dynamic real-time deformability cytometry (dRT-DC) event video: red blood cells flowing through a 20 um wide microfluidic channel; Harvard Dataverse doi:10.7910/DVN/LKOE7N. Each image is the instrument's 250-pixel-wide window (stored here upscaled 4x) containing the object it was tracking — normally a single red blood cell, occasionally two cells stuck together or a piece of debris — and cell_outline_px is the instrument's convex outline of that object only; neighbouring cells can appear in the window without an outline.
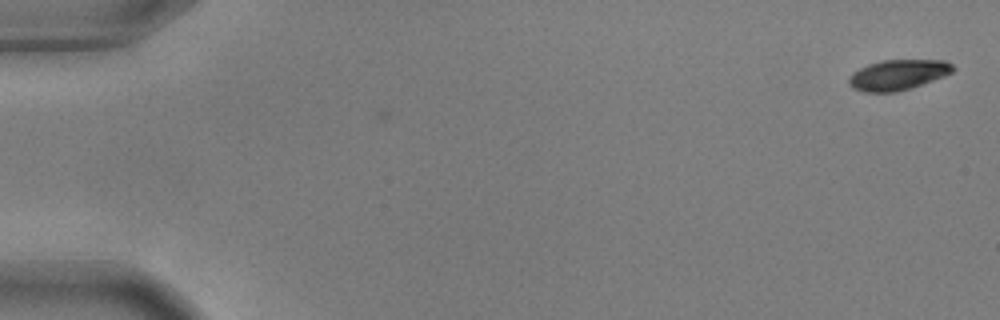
{"species": "common noctule bat (a hibernating species)", "species_latin": "Nyctalus noctula", "temperature_condition": "warm", "stored_images_in_passage": 54, "camera_frame_rate_fps": 3000, "um_per_image_px": 0.085, "animal": {"sex": "male", "body_mass_g": 17.9, "forearm_length_mm": 54.2}, "frame": {"image": 1, "passage_image": 1, "time_ms": 0.0, "image_size_px": [1000, 320], "cell_outline_px": [[956, 68], [952, 72], [944, 76], [896, 92], [864, 92], [852, 88], [848, 84], [848, 80], [852, 72], [868, 64], [880, 60], [944, 60], [952, 64]], "centroid_in_image_um": [76.29, 6.35], "position_along_channel_um": 8.7, "area_um2": 18.32}}
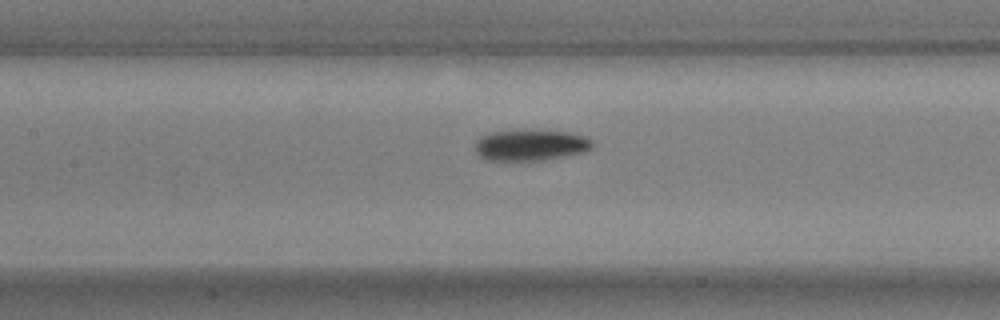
{"frame": {"image": 2, "passage_image": 26, "time_ms": 8.333, "image_size_px": [1000, 320], "cell_outline_px": [[592, 148], [584, 152], [544, 160], [484, 160], [476, 152], [476, 140], [480, 136], [488, 132], [532, 128], [568, 132], [584, 136], [592, 140]], "centroid_in_image_um": [45.08, 12.3], "position_along_channel_um": 162.3, "area_um2": 21.79}}
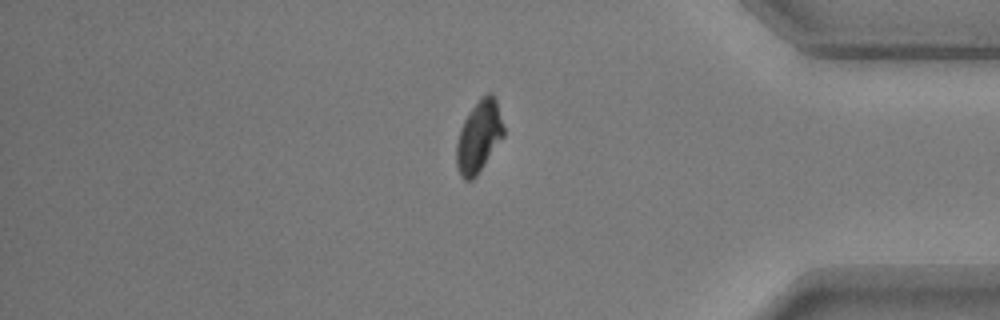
{"frame": {"image": 3, "passage_image": 47, "time_ms": 15.333, "image_size_px": [1000, 320], "cell_outline_px": [[504, 136], [476, 176], [472, 180], [464, 180], [460, 176], [456, 164], [456, 144], [460, 128], [464, 120], [480, 96], [488, 92], [492, 92], [496, 100], [504, 128]], "centroid_in_image_um": [40.69, 11.6], "position_along_channel_um": 394.5, "area_um2": 19.71}}